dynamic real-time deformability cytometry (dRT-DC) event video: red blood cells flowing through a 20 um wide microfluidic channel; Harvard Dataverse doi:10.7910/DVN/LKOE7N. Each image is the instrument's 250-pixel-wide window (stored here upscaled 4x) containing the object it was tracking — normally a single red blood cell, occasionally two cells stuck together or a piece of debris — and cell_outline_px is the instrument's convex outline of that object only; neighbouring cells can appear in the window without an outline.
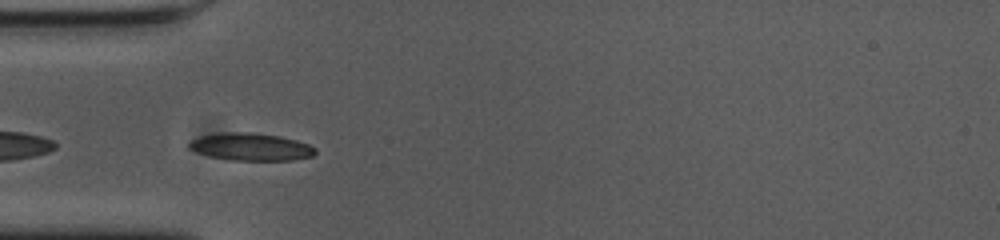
{"species": "common noctule bat (a hibernating species)", "species_latin": "Nyctalus noctula", "temperature_condition": "cold", "stored_images_in_passage": 36, "camera_frame_rate_fps": 3000, "um_per_image_px": 0.085, "animal": {"sex": "female", "body_mass_g": 23.0, "forearm_length_mm": 53.4}, "frame": {"image": 1, "passage_image": 2, "time_ms": 0.333, "image_size_px": [1000, 240], "cell_outline_px": [[316, 152], [312, 156], [292, 160], [232, 160], [212, 156], [196, 152], [188, 148], [188, 144], [192, 140], [200, 136], [224, 132], [252, 132], [280, 136], [296, 140], [308, 144], [316, 148]], "centroid_in_image_um": [21.33, 12.47], "position_along_channel_um": 63.7, "area_um2": 20.11}}
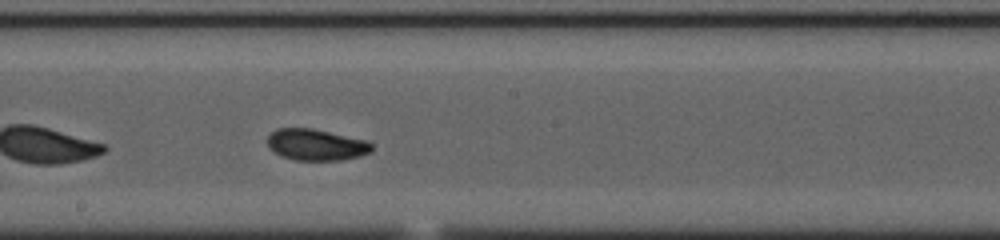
{"frame": {"image": 2, "passage_image": 15, "time_ms": 4.667, "image_size_px": [1000, 240], "cell_outline_px": [[372, 152], [360, 156], [340, 160], [296, 160], [280, 156], [268, 144], [268, 136], [276, 128], [312, 128], [368, 140], [372, 144]], "centroid_in_image_um": [26.91, 12.3], "position_along_channel_um": 221.3, "area_um2": 19.07}}
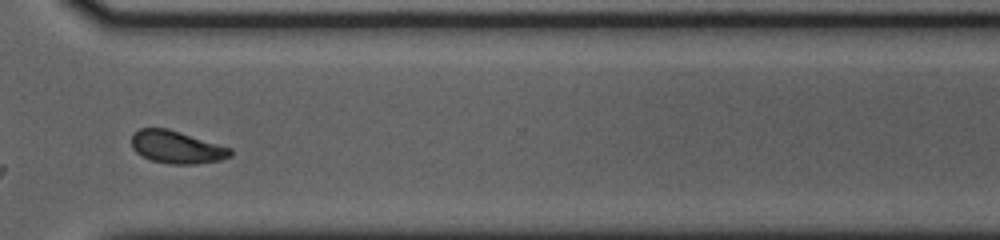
{"frame": {"image": 3, "passage_image": 26, "time_ms": 8.333, "image_size_px": [1000, 240], "cell_outline_px": [[232, 156], [220, 160], [196, 164], [168, 164], [152, 160], [136, 152], [132, 148], [132, 136], [140, 128], [168, 128], [232, 148]], "centroid_in_image_um": [15.04, 12.51], "position_along_channel_um": 355.6, "area_um2": 18.73}, "authors_computed_cell_mechanics": {"area_um2": 18.6405, "velocity_mm_per_s": 3.66, "shape_relaxation_time_tau1_ms": 1.7915, "shape_relaxation_time_tau2_ms": 2.6621, "deformation_change_tau1": 0.1101, "deformation_change_tau2": 0.0667}}